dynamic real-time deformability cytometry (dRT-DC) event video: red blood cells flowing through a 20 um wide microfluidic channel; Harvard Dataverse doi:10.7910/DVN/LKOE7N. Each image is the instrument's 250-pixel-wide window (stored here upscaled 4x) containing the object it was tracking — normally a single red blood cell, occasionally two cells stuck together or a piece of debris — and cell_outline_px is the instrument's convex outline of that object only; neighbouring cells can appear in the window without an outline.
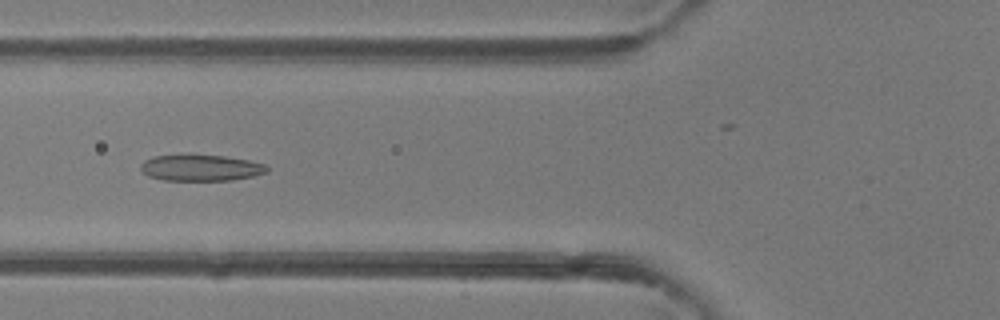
{"species": "common noctule bat (a hibernating species)", "species_latin": "Nyctalus noctula", "temperature_condition": "room temperature", "stored_images_in_passage": 42, "camera_frame_rate_fps": 3000, "um_per_image_px": 0.085, "animal": {"sex": "female"}, "frame": {"image": 1, "passage_image": 17, "time_ms": 5.333, "image_size_px": [1000, 320], "cell_outline_px": [[268, 172], [252, 176], [232, 180], [164, 180], [148, 176], [140, 168], [140, 164], [144, 160], [152, 156], [188, 152], [224, 156], [248, 160], [264, 164], [268, 168]], "centroid_in_image_um": [17.01, 14.22], "position_along_channel_um": 108.8, "area_um2": 19.94}}
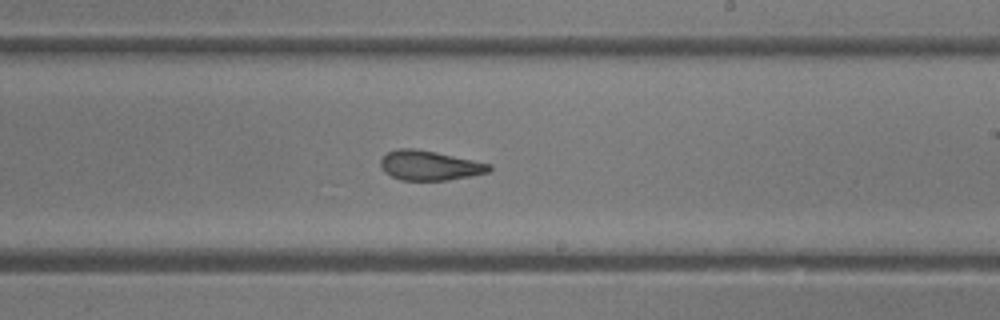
{"frame": {"image": 2, "passage_image": 27, "time_ms": 8.667, "image_size_px": [1000, 320], "cell_outline_px": [[492, 168], [488, 172], [448, 180], [400, 180], [384, 172], [380, 164], [380, 160], [388, 152], [396, 148], [412, 148], [436, 152], [492, 164]], "centroid_in_image_um": [36.5, 14.06], "position_along_channel_um": 252.5, "area_um2": 18.67}}
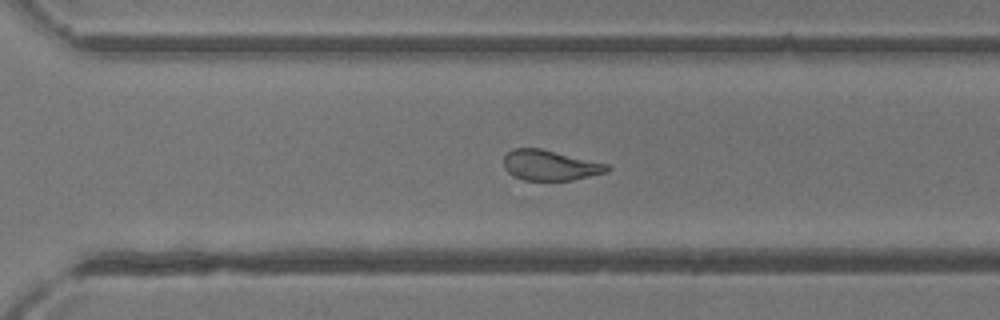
{"frame": {"image": 3, "passage_image": 32, "time_ms": 10.333, "image_size_px": [1000, 320], "cell_outline_px": [[612, 168], [608, 172], [572, 180], [524, 180], [512, 176], [504, 168], [504, 156], [512, 148], [540, 148], [608, 164]], "centroid_in_image_um": [46.75, 14.05], "position_along_channel_um": 323.8, "area_um2": 18.32}, "authors_computed_cell_mechanics": {"area_um2": 21.9062, "velocity_mm_per_s": 4.3075, "shape_relaxation_time_tau1_ms": 6.8958, "shape_relaxation_time_tau2_ms": 1.4873, "deformation_change_tau1": 0.19, "deformation_change_tau2": 0.0982}}